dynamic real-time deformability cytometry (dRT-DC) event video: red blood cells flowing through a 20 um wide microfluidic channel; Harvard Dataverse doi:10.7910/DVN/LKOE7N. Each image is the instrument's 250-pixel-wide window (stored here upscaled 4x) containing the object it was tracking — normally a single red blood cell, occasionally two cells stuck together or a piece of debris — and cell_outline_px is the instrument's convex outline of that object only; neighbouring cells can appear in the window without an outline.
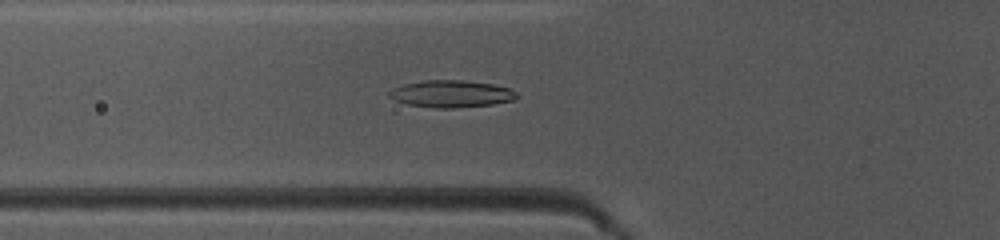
{"species": "common noctule bat (a hibernating species)", "species_latin": "Nyctalus noctula", "temperature_condition": "warm", "stored_images_in_passage": 49, "camera_frame_rate_fps": 3000, "um_per_image_px": 0.085, "animal": {"sex": "female", "body_mass_g": 10.0, "forearm_length_mm": 53.1}, "frame": {"image": 1, "passage_image": 18, "time_ms": 5.667, "image_size_px": [1000, 240], "cell_outline_px": [[520, 96], [516, 100], [492, 104], [456, 108], [436, 108], [408, 104], [396, 100], [388, 96], [388, 92], [392, 88], [404, 84], [428, 80], [460, 80], [492, 84], [508, 88], [516, 92]], "centroid_in_image_um": [38.38, 7.98], "position_along_channel_um": 87.4, "area_um2": 20.06}}
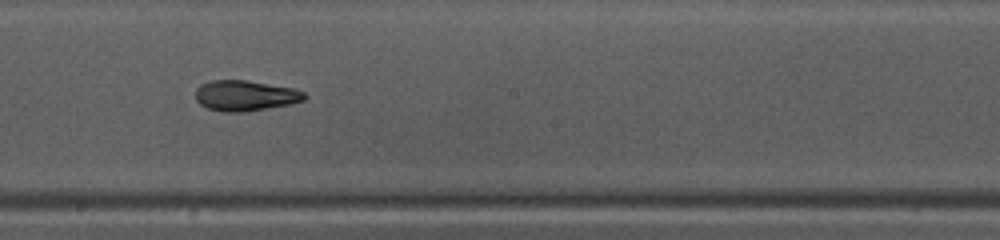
{"frame": {"image": 2, "passage_image": 28, "time_ms": 9.0, "image_size_px": [1000, 240], "cell_outline_px": [[308, 96], [304, 100], [288, 104], [248, 112], [220, 112], [208, 108], [200, 104], [196, 100], [196, 88], [200, 84], [212, 80], [248, 80], [296, 88], [304, 92]], "centroid_in_image_um": [20.85, 8.12], "position_along_channel_um": 227.3, "area_um2": 19.65}}
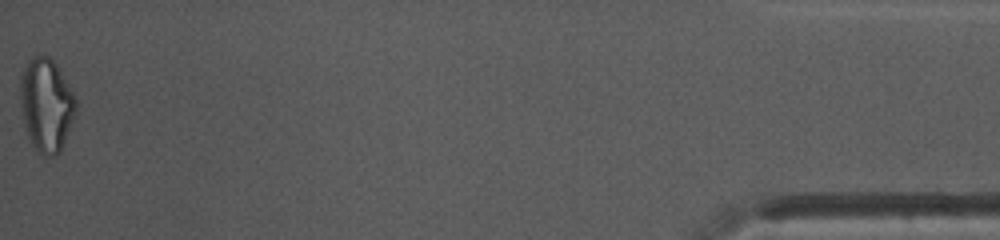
{"frame": {"image": 3, "passage_image": 49, "time_ms": 16.0, "image_size_px": [1000, 240], "cell_outline_px": [[76, 112], [60, 152], [52, 156], [44, 156], [36, 152], [24, 128], [20, 104], [20, 76], [28, 60], [32, 56], [48, 56], [56, 64], [76, 96]], "centroid_in_image_um": [3.92, 8.93], "position_along_channel_um": 431.3, "area_um2": 30.46}, "authors_computed_cell_mechanics": {"area_um2": 20.0566, "velocity_mm_per_s": 4.1587, "shape_relaxation_time_tau1_ms": 7.2031, "shape_relaxation_time_tau2_ms": 3.1842, "deformation_change_tau1": 0.1831, "deformation_change_tau2": 0.1186}}